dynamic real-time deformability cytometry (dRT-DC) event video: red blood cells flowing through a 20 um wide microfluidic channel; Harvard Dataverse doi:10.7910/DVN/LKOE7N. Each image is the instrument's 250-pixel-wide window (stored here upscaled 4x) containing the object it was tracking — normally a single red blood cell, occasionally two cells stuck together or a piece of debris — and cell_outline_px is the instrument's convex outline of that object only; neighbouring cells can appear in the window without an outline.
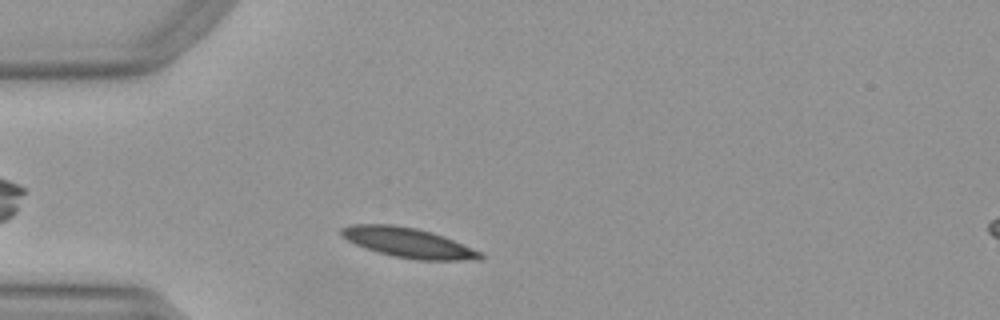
{"species": "Egyptian fruit bat (a non-hibernating species)", "species_latin": "Rousettus aegyptiacus", "temperature_condition": "warm", "stored_images_in_passage": 35, "camera_frame_rate_fps": 3000, "um_per_image_px": 0.085, "animal": {"sex": "female"}, "frame": {"image": 1, "passage_image": 5, "time_ms": 1.333, "image_size_px": [1000, 320], "cell_outline_px": [[484, 256], [480, 260], [416, 260], [392, 256], [376, 252], [364, 248], [340, 236], [340, 228], [348, 224], [392, 224], [416, 228], [432, 232], [444, 236], [484, 252]], "centroid_in_image_um": [34.71, 20.63], "position_along_channel_um": 50.3, "area_um2": 24.57}}
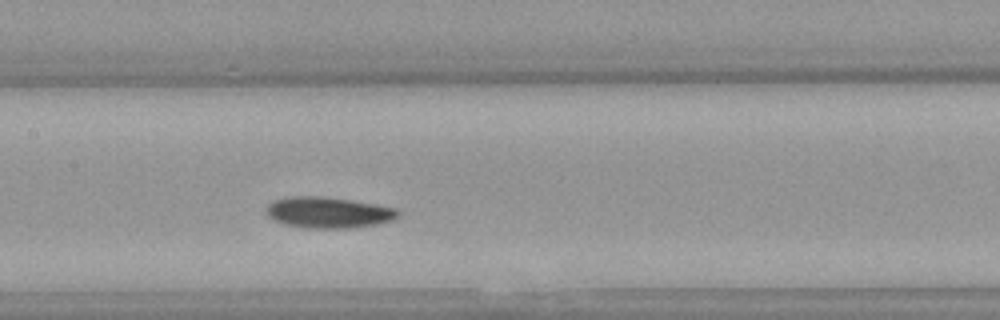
{"frame": {"image": 2, "passage_image": 16, "time_ms": 5.0, "image_size_px": [1000, 320], "cell_outline_px": [[400, 212], [392, 220], [376, 224], [348, 228], [308, 228], [284, 224], [272, 220], [264, 212], [268, 204], [276, 200], [296, 196], [316, 196], [352, 200], [396, 208]], "centroid_in_image_um": [27.87, 18.07], "position_along_channel_um": 179.5, "area_um2": 23.64}}
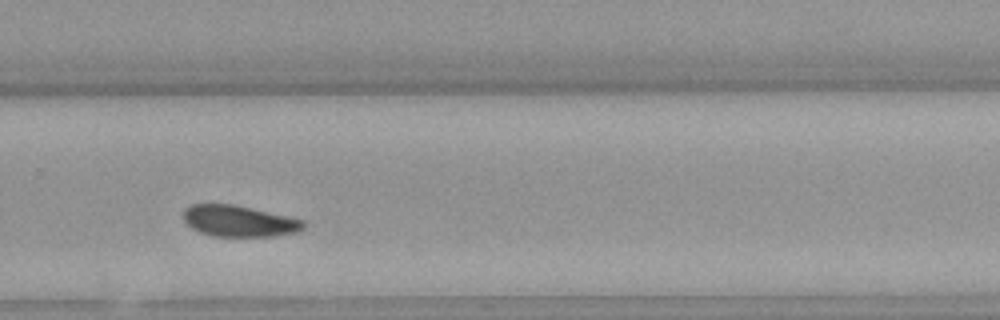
{"frame": {"image": 3, "passage_image": 26, "time_ms": 8.333, "image_size_px": [1000, 320], "cell_outline_px": [[304, 228], [296, 232], [276, 236], [212, 236], [200, 232], [192, 228], [184, 220], [184, 208], [192, 204], [232, 204], [288, 216], [304, 220]], "centroid_in_image_um": [20.31, 18.79], "position_along_channel_um": 309.5, "area_um2": 21.73}, "authors_computed_cell_mechanics": {"area_um2": 23.0622, "velocity_mm_per_s": 3.9112, "shape_relaxation_time_tau1_ms": 5.4732, "shape_relaxation_time_tau2_ms": null, "deformation_change_tau1": 0.1362, "deformation_change_tau2": null}}